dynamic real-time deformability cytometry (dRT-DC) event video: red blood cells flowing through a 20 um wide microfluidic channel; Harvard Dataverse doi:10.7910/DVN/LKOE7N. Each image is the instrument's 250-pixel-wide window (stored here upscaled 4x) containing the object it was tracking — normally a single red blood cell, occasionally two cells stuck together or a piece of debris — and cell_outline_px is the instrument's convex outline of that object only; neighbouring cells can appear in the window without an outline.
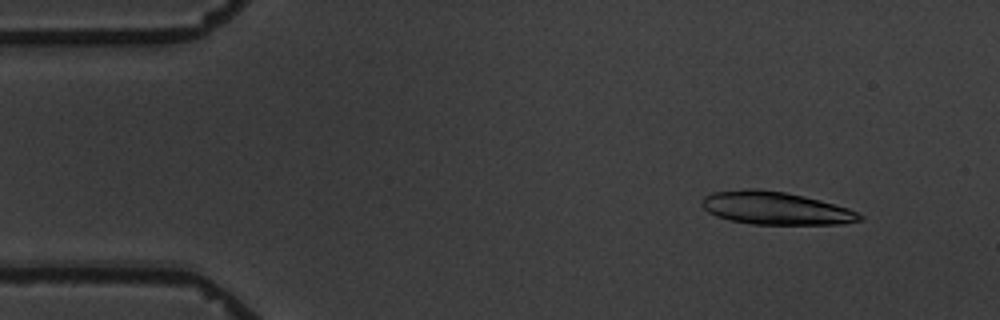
{"species": "common noctule bat (a hibernating species)", "species_latin": "Nyctalus noctula", "temperature_condition": "warm", "stored_images_in_passage": 9, "camera_frame_rate_fps": 3000, "um_per_image_px": 0.085, "animal": {"sex": "male", "body_mass_g": 19.5, "forearm_length_mm": 54.6}, "frame": {"image": 1, "passage_image": 1, "time_ms": 0.0, "image_size_px": [1000, 320], "cell_outline_px": [[864, 220], [840, 224], [752, 224], [732, 220], [716, 216], [708, 212], [700, 204], [704, 196], [712, 192], [748, 188], [756, 188], [784, 192], [804, 196], [820, 200], [848, 208], [864, 216]], "centroid_in_image_um": [65.91, 17.69], "position_along_channel_um": 19.1, "area_um2": 30.17}}